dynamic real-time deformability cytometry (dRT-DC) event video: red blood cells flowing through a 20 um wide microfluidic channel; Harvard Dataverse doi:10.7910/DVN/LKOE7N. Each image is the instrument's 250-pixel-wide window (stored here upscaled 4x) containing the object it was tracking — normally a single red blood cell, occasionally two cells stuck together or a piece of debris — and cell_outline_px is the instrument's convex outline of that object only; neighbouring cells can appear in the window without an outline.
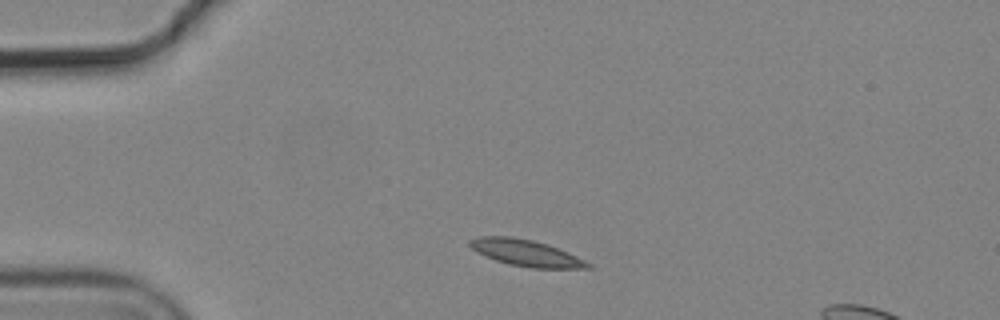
{"species": "common noctule bat (a hibernating species)", "species_latin": "Nyctalus noctula", "temperature_condition": "cold", "stored_images_in_passage": 2, "segment_of_instrument_passage": [1, 2], "camera_frame_rate_fps": 3000, "um_per_image_px": 0.085, "animal": {"sex": "male", "body_mass_g": 19.2, "forearm_length_mm": 51.8}, "frame": {"image": 1, "passage_image": 1, "time_ms": 0.0, "image_size_px": [1000, 320], "cell_outline_px": [[592, 268], [532, 268], [508, 264], [484, 256], [476, 252], [468, 244], [468, 240], [480, 236], [512, 236], [532, 240], [548, 244], [568, 252], [592, 264]], "centroid_in_image_um": [44.68, 21.49], "position_along_channel_um": 40.3, "area_um2": 18.26}}